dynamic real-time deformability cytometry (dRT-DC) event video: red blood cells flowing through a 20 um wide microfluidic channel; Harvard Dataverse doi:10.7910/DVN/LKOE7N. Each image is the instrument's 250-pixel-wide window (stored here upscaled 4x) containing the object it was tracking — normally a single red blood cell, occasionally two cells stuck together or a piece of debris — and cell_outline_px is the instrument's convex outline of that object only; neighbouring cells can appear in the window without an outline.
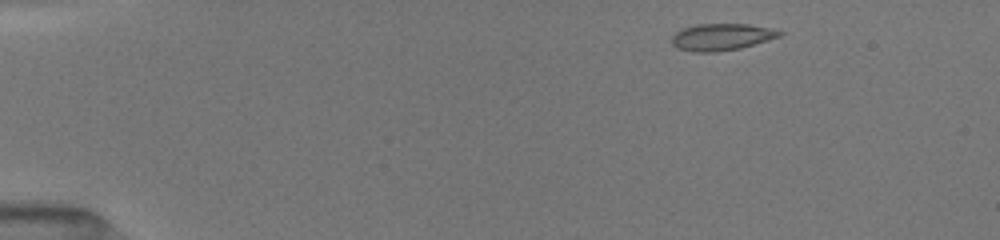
{"species": "common noctule bat (a hibernating species)", "species_latin": "Nyctalus noctula", "temperature_condition": "room temperature", "stored_images_in_passage": 5, "camera_frame_rate_fps": 3000, "um_per_image_px": 0.085, "animal": {"sex": "female", "body_mass_g": 19.5, "forearm_length_mm": 54.1}, "frame": {"image": 1, "passage_image": 1, "time_ms": 0.0, "image_size_px": [1000, 240], "cell_outline_px": [[784, 32], [780, 36], [768, 40], [740, 48], [716, 52], [692, 52], [676, 48], [672, 44], [672, 36], [676, 32], [684, 28], [696, 24], [748, 24], [768, 28]], "centroid_in_image_um": [61.29, 3.15], "position_along_channel_um": 23.7, "area_um2": 16.76}}